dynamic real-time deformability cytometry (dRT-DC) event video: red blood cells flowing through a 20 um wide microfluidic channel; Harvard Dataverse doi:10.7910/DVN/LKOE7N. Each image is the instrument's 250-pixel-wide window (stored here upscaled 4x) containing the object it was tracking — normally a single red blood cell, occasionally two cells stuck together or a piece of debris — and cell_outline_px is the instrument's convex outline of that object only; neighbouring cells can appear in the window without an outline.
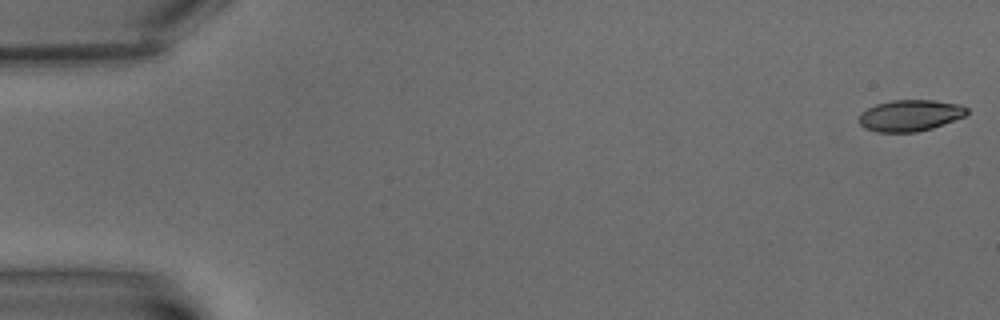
{"species": "common noctule bat (a hibernating species)", "species_latin": "Nyctalus noctula", "temperature_condition": "warm", "stored_images_in_passage": 6, "camera_frame_rate_fps": 3000, "um_per_image_px": 0.085, "animal": {"sex": "male", "body_mass_g": 15.6}, "frame": {"image": 1, "passage_image": 1, "time_ms": 0.0, "image_size_px": [1000, 320], "cell_outline_px": [[968, 112], [964, 116], [932, 128], [916, 132], [876, 132], [864, 128], [860, 124], [860, 112], [876, 104], [892, 100], [932, 100], [960, 104], [968, 108]], "centroid_in_image_um": [77.34, 9.81], "position_along_channel_um": 7.7, "area_um2": 19.65}}
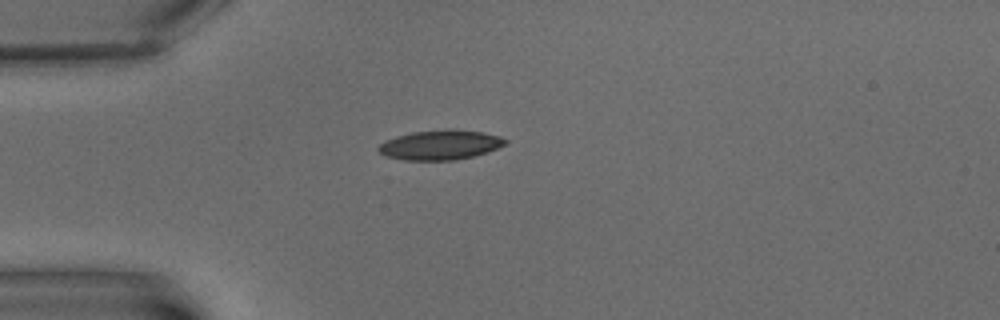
{"frame": {"image": 2, "passage_image": 5, "time_ms": 5.667, "image_size_px": [1000, 320], "cell_outline_px": [[508, 140], [504, 144], [488, 152], [456, 160], [404, 160], [384, 156], [376, 148], [384, 140], [396, 136], [412, 132], [452, 128], [456, 128], [484, 132], [500, 136]], "centroid_in_image_um": [37.4, 12.3], "position_along_channel_um": 47.6, "area_um2": 22.2}}